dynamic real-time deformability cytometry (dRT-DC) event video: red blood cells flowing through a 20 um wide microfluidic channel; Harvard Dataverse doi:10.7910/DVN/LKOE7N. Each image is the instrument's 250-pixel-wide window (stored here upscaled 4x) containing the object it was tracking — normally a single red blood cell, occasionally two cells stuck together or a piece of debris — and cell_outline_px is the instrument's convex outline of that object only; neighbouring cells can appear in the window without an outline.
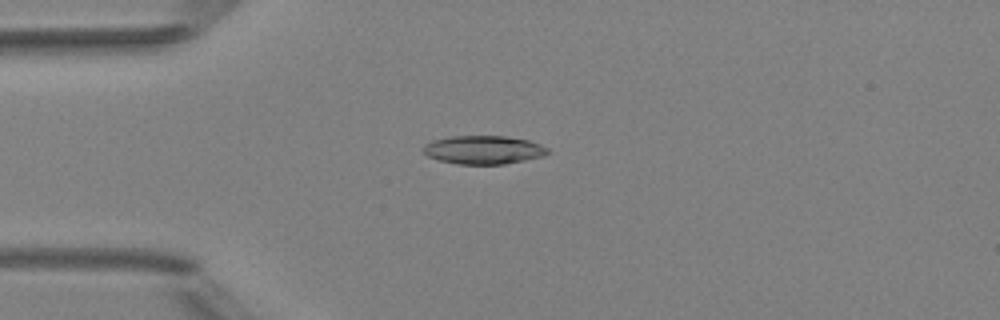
{"species": "Egyptian fruit bat (a non-hibernating species)", "species_latin": "Rousettus aegyptiacus", "temperature_condition": "room temperature", "stored_images_in_passage": 4, "camera_frame_rate_fps": 3000, "um_per_image_px": 0.085, "animal": {"sex": "female"}, "frame": {"image": 1, "passage_image": 4, "time_ms": 3.333, "image_size_px": [1000, 320], "cell_outline_px": [[548, 152], [544, 156], [504, 164], [456, 164], [440, 160], [428, 156], [424, 152], [424, 144], [432, 140], [448, 136], [508, 136], [528, 140], [540, 144], [548, 148]], "centroid_in_image_um": [41.09, 12.73], "position_along_channel_um": 43.9, "area_um2": 20.63}}